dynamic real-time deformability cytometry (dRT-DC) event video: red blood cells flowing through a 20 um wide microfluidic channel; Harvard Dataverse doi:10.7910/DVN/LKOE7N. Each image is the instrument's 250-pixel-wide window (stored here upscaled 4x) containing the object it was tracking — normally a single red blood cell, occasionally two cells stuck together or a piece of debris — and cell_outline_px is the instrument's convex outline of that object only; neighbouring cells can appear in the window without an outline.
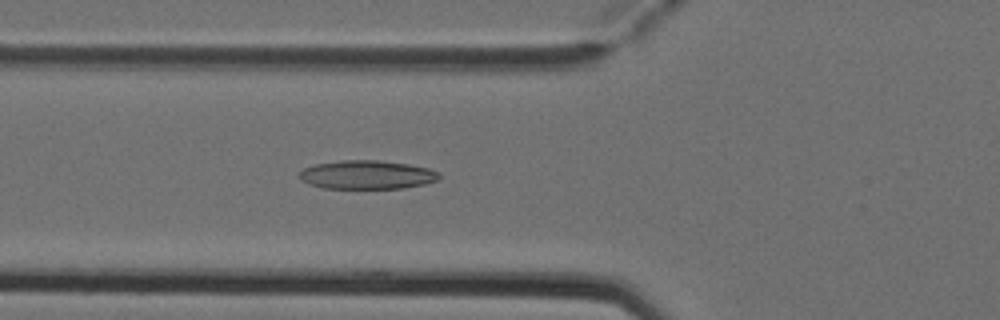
{"species": "Egyptian fruit bat (a non-hibernating species)", "species_latin": "Rousettus aegyptiacus", "temperature_condition": "cold", "stored_images_in_passage": 6, "camera_frame_rate_fps": 3000, "um_per_image_px": 0.085, "animal": {"sex": "female"}, "frame": {"image": 1, "passage_image": 6, "time_ms": 1.667, "image_size_px": [1000, 320], "cell_outline_px": [[440, 176], [436, 180], [424, 184], [400, 188], [324, 188], [308, 184], [300, 180], [300, 172], [304, 168], [316, 164], [340, 160], [380, 160], [408, 164], [428, 168], [440, 172]], "centroid_in_image_um": [31.18, 14.85], "position_along_channel_um": 94.6, "area_um2": 23.29}}